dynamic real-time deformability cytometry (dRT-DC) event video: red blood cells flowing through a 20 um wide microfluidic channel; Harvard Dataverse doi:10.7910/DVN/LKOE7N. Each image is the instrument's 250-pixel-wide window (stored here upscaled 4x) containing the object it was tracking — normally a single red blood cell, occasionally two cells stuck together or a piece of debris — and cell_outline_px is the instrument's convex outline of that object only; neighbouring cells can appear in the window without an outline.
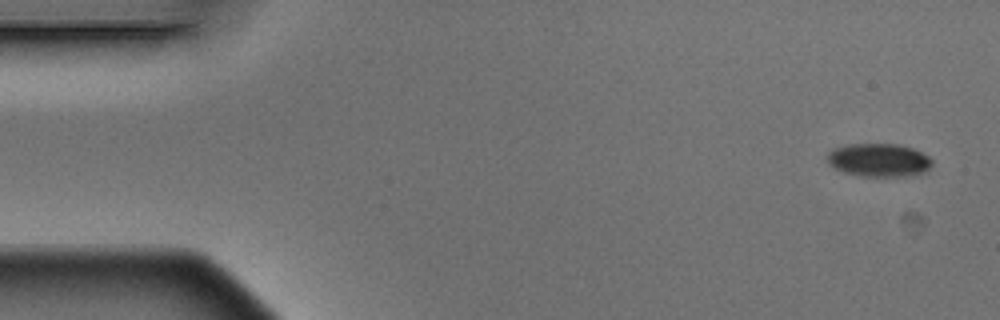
{"species": "Egyptian fruit bat (a non-hibernating species)", "species_latin": "Rousettus aegyptiacus", "temperature_condition": "warm", "stored_images_in_passage": 6, "camera_frame_rate_fps": 3000, "um_per_image_px": 0.085, "animal": {"sex": "male"}, "frame": {"image": 1, "passage_image": 1, "time_ms": 0.0, "image_size_px": [1000, 320], "cell_outline_px": [[932, 164], [924, 172], [904, 176], [864, 176], [844, 172], [828, 164], [828, 152], [832, 148], [848, 144], [900, 144], [912, 148], [928, 156], [932, 160]], "centroid_in_image_um": [74.68, 13.59], "position_along_channel_um": 10.3, "area_um2": 20.17}}
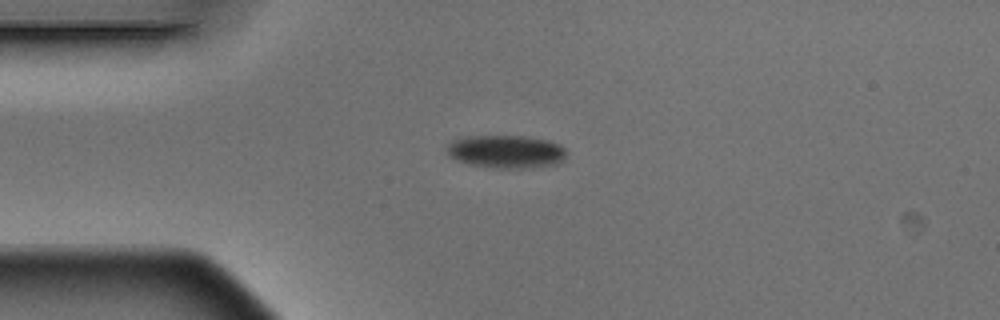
{"frame": {"image": 2, "passage_image": 4, "time_ms": 1.0, "image_size_px": [1000, 320], "cell_outline_px": [[564, 160], [556, 164], [532, 168], [492, 168], [468, 164], [448, 156], [448, 144], [452, 140], [468, 136], [524, 136], [548, 140], [560, 144], [564, 148]], "centroid_in_image_um": [43.02, 12.89], "position_along_channel_um": 42.0, "area_um2": 23.06}}
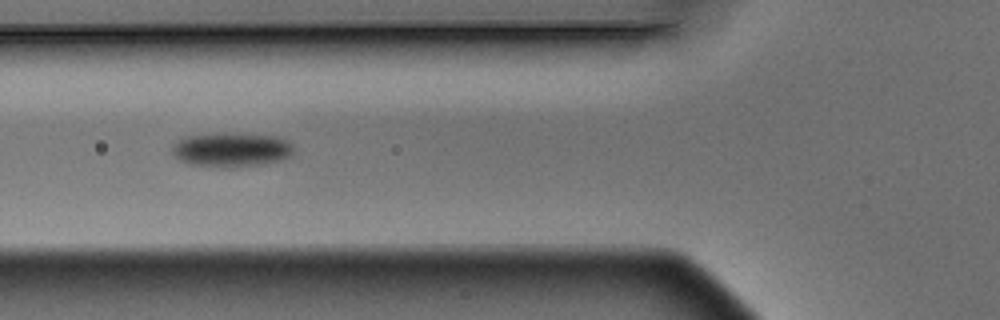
{"frame": {"image": 3, "passage_image": 6, "time_ms": 1.667, "image_size_px": [1000, 320], "cell_outline_px": [[292, 152], [288, 156], [280, 160], [264, 164], [232, 168], [220, 168], [188, 164], [180, 160], [172, 152], [172, 144], [176, 140], [184, 136], [216, 132], [228, 132], [276, 136], [288, 140], [292, 144]], "centroid_in_image_um": [19.61, 12.71], "position_along_channel_um": 106.2, "area_um2": 24.97}}